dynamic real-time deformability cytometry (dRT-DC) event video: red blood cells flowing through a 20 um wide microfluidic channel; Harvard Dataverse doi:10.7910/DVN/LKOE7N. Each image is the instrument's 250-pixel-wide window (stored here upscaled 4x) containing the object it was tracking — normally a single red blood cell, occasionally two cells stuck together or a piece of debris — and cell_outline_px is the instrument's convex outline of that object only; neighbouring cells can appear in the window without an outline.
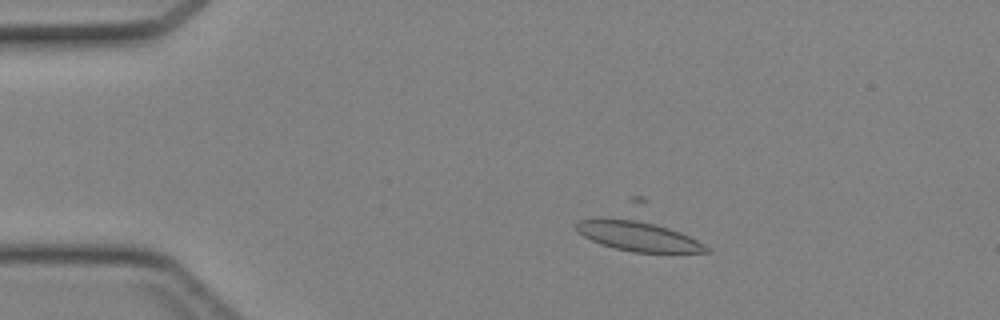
{"species": "Egyptian fruit bat (a non-hibernating species)", "species_latin": "Rousettus aegyptiacus", "temperature_condition": "cold", "stored_images_in_passage": 43, "camera_frame_rate_fps": 3000, "um_per_image_px": 0.085, "animal": {"sex": "female"}, "frame": {"image": 1, "passage_image": 7, "time_ms": 2.0, "image_size_px": [1000, 320], "cell_outline_px": [[712, 252], [632, 252], [600, 244], [584, 236], [576, 228], [576, 224], [580, 220], [628, 216], [656, 224], [680, 232], [712, 248]], "centroid_in_image_um": [54.25, 20.05], "position_along_channel_um": 30.7, "area_um2": 22.6}}
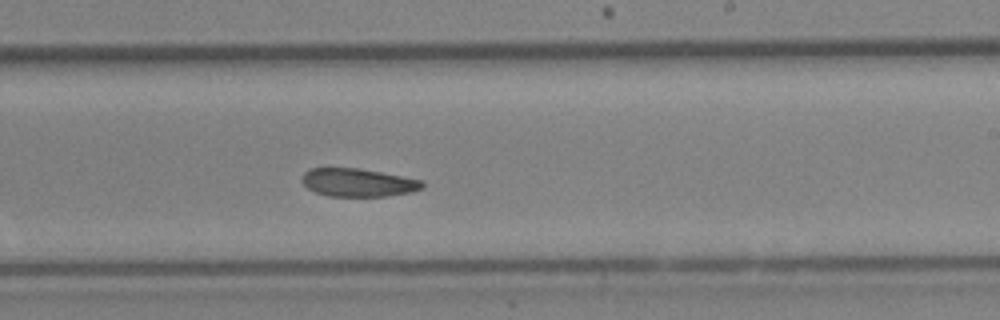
{"frame": {"image": 2, "passage_image": 26, "time_ms": 8.333, "image_size_px": [1000, 320], "cell_outline_px": [[424, 188], [412, 192], [388, 196], [328, 196], [316, 192], [308, 188], [300, 180], [304, 172], [312, 168], [356, 168], [380, 172], [424, 180]], "centroid_in_image_um": [30.46, 15.52], "position_along_channel_um": 258.5, "area_um2": 19.77}}
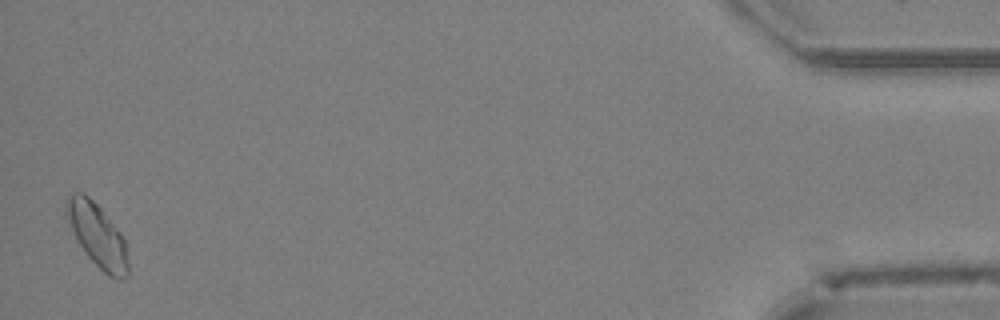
{"frame": {"image": 3, "passage_image": 43, "time_ms": 14.0, "image_size_px": [1000, 320], "cell_outline_px": [[128, 276], [120, 280], [116, 280], [108, 276], [88, 256], [80, 244], [64, 216], [64, 200], [72, 192], [84, 192], [100, 208], [120, 232], [124, 240], [128, 264]], "centroid_in_image_um": [8.24, 19.97], "position_along_channel_um": 427.0, "area_um2": 22.72}}